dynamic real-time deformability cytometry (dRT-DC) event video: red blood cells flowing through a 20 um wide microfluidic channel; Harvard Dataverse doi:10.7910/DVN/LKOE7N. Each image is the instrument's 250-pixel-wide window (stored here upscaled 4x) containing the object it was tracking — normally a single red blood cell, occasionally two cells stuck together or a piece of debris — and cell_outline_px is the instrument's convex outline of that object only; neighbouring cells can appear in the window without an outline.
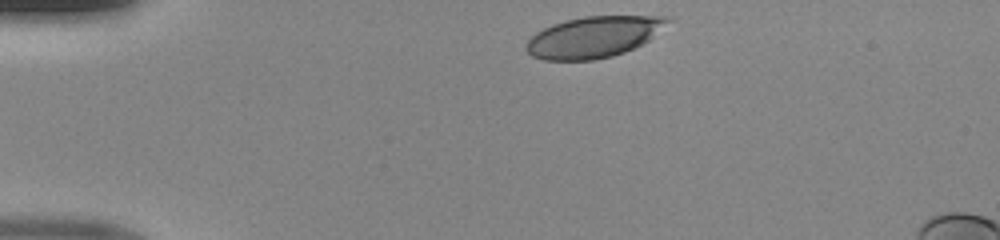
{"species": "human", "species_latin": "Homo sapiens", "temperature_condition": "room temperature", "stored_images_in_passage": 32, "camera_frame_rate_fps": 3000, "um_per_image_px": 0.085, "donor": {"sex": "male"}, "frame": {"image": 1, "passage_image": 1, "time_ms": 0.0, "image_size_px": [1000, 240], "cell_outline_px": [[672, 20], [648, 40], [624, 52], [612, 56], [592, 60], [544, 60], [532, 56], [524, 48], [524, 44], [536, 32], [552, 24], [564, 20], [584, 16], [672, 16]], "centroid_in_image_um": [50.43, 3.13], "position_along_channel_um": 34.6, "area_um2": 33.87}}
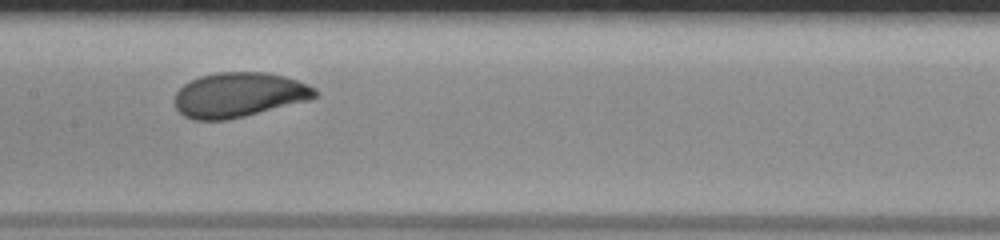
{"frame": {"image": 2, "passage_image": 16, "time_ms": 5.0, "image_size_px": [1000, 240], "cell_outline_px": [[316, 96], [312, 100], [228, 120], [192, 120], [184, 116], [176, 108], [172, 100], [176, 92], [184, 84], [200, 76], [216, 72], [264, 72], [284, 76], [308, 84], [316, 88]], "centroid_in_image_um": [20.3, 8.07], "position_along_channel_um": 187.1, "area_um2": 36.93}}
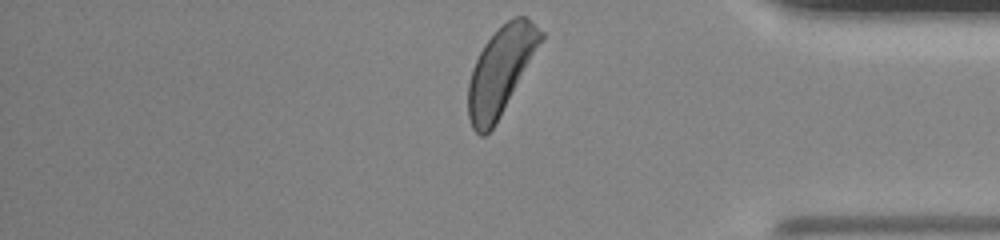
{"frame": {"image": 3, "passage_image": 32, "time_ms": 10.333, "image_size_px": [1000, 240], "cell_outline_px": [[544, 36], [492, 128], [484, 136], [480, 136], [472, 128], [468, 116], [468, 84], [472, 68], [484, 44], [508, 20], [516, 16], [524, 16], [544, 32]], "centroid_in_image_um": [42.52, 6.01], "position_along_channel_um": 392.7, "area_um2": 35.49}}